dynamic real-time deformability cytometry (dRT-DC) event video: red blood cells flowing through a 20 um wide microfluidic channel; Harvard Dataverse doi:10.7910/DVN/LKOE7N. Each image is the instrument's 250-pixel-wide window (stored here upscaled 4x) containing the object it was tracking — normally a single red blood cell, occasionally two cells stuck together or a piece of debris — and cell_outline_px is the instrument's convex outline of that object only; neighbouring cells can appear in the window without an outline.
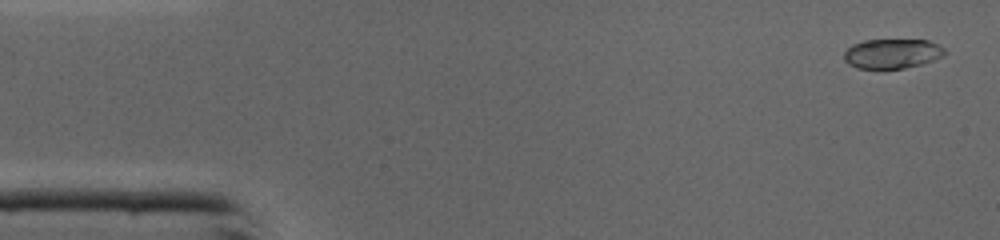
{"species": "common noctule bat (a hibernating species)", "species_latin": "Nyctalus noctula", "temperature_condition": "cold", "stored_images_in_passage": 45, "camera_frame_rate_fps": 3000, "um_per_image_px": 0.085, "animal": {"sex": "male", "body_mass_g": 19.0, "forearm_length_mm": 50.8}, "frame": {"image": 1, "passage_image": 2, "time_ms": 0.333, "image_size_px": [1000, 240], "cell_outline_px": [[948, 52], [944, 56], [920, 64], [904, 68], [856, 68], [848, 64], [844, 60], [844, 52], [852, 44], [864, 40], [928, 40], [944, 48]], "centroid_in_image_um": [75.83, 4.55], "position_along_channel_um": 9.2, "area_um2": 17.34}}
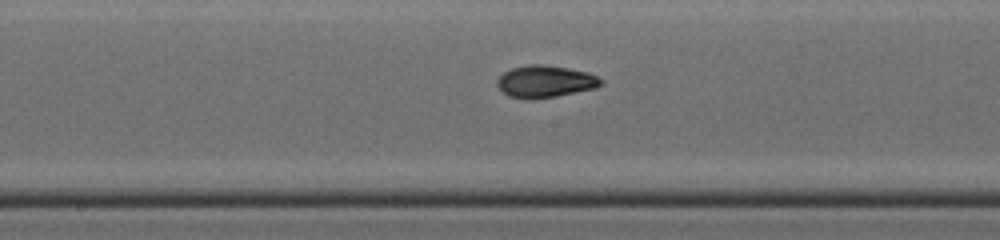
{"frame": {"image": 2, "passage_image": 23, "time_ms": 7.333, "image_size_px": [1000, 240], "cell_outline_px": [[604, 84], [596, 88], [556, 96], [528, 100], [508, 96], [496, 84], [496, 80], [504, 72], [512, 68], [528, 64], [544, 64], [568, 68], [588, 72], [604, 80]], "centroid_in_image_um": [46.36, 6.92], "position_along_channel_um": 201.8, "area_um2": 19.54}}
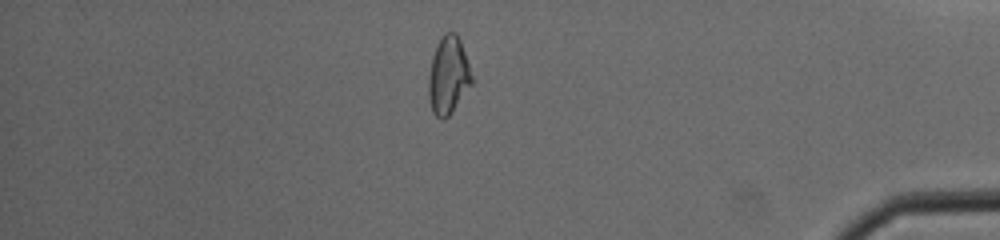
{"frame": {"image": 3, "passage_image": 39, "time_ms": 12.667, "image_size_px": [1000, 240], "cell_outline_px": [[472, 84], [448, 116], [444, 120], [440, 120], [432, 112], [428, 96], [428, 76], [432, 56], [436, 44], [440, 36], [444, 32], [456, 32], [460, 40], [472, 76]], "centroid_in_image_um": [38.07, 6.4], "position_along_channel_um": 397.1, "area_um2": 19.59}, "authors_computed_cell_mechanics": {"area_um2": 18.9584, "velocity_mm_per_s": 4.3833, "shape_relaxation_time_tau1_ms": 5.5621, "shape_relaxation_time_tau2_ms": 1.8814, "deformation_change_tau1": 0.1914, "deformation_change_tau2": 0.0699}}